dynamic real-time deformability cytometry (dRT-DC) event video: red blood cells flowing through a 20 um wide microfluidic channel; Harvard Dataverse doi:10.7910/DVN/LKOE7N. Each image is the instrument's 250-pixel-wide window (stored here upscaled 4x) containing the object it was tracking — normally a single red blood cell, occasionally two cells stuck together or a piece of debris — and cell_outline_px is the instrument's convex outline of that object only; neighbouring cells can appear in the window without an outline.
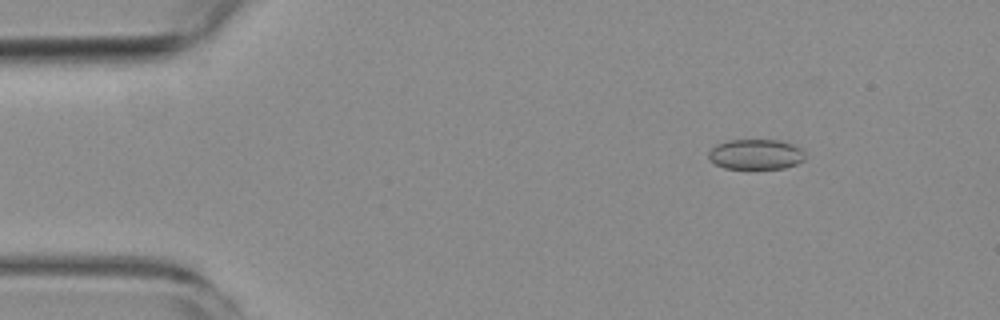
{"species": "common noctule bat (a hibernating species)", "species_latin": "Nyctalus noctula", "temperature_condition": "room temperature", "stored_images_in_passage": 8, "camera_frame_rate_fps": 3000, "um_per_image_px": 0.085, "animal": {"sex": "female", "body_mass_g": 19.3, "forearm_length_mm": 54.1}, "frame": {"image": 1, "passage_image": 2, "time_ms": 1.333, "image_size_px": [1000, 320], "cell_outline_px": [[804, 160], [796, 164], [784, 168], [724, 168], [716, 164], [708, 156], [708, 152], [716, 144], [728, 140], [780, 140], [792, 144], [800, 148], [804, 152]], "centroid_in_image_um": [64.25, 13.11], "position_along_channel_um": 20.8, "area_um2": 16.88}}
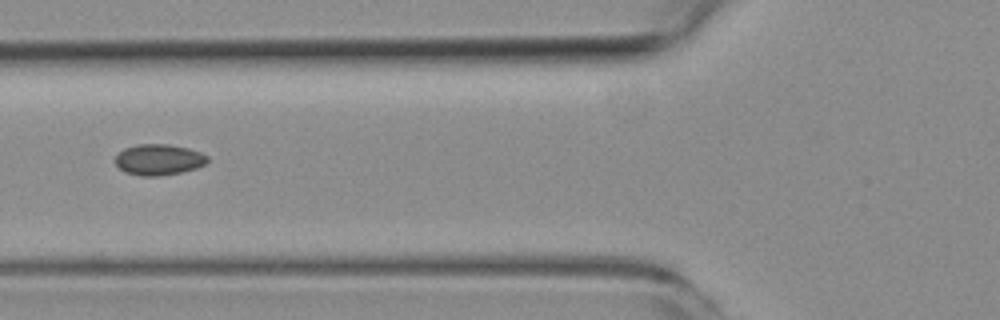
{"frame": {"image": 2, "passage_image": 6, "time_ms": 6.0, "image_size_px": [1000, 320], "cell_outline_px": [[208, 164], [196, 168], [180, 172], [160, 176], [140, 176], [124, 172], [116, 164], [116, 156], [124, 148], [136, 144], [168, 144], [188, 148], [200, 152], [208, 156]], "centroid_in_image_um": [13.51, 13.57], "position_along_channel_um": 112.3, "area_um2": 16.7}}
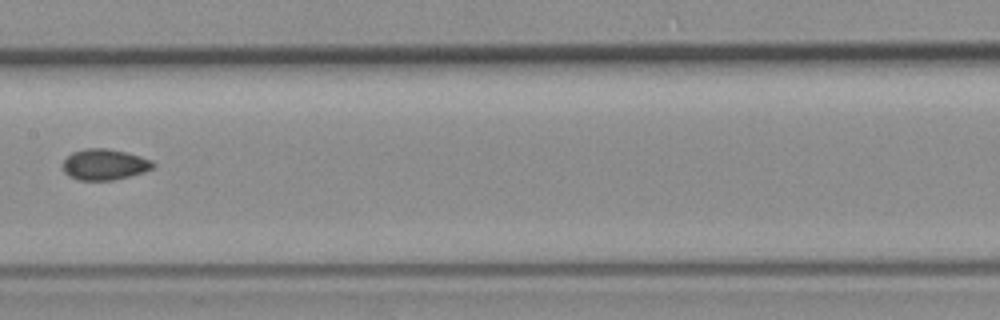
{"frame": {"image": 3, "passage_image": 8, "time_ms": 8.333, "image_size_px": [1000, 320], "cell_outline_px": [[156, 164], [152, 168], [144, 172], [112, 180], [76, 180], [68, 176], [64, 172], [64, 160], [72, 152], [84, 148], [108, 148], [140, 156], [152, 160]], "centroid_in_image_um": [8.87, 13.98], "position_along_channel_um": 198.5, "area_um2": 16.24}}